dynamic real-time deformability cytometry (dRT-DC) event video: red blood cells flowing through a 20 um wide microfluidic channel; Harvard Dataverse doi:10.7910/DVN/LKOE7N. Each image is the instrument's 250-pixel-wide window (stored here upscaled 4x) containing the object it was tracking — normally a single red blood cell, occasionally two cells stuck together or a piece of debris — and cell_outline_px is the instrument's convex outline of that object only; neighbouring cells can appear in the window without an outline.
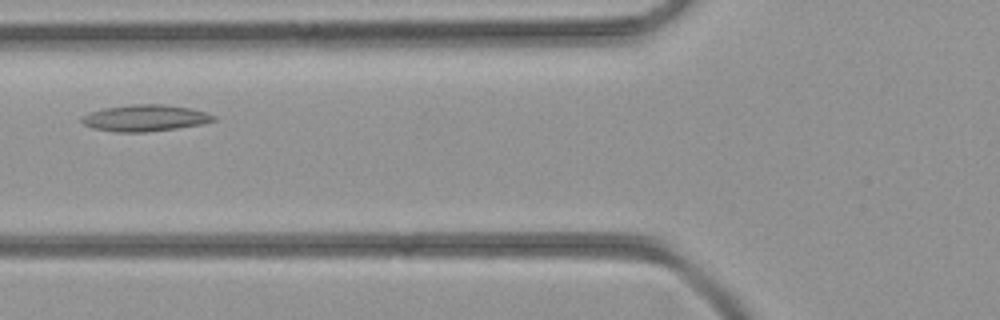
{"species": "common noctule bat (a hibernating species)", "species_latin": "Nyctalus noctula", "temperature_condition": "room temperature", "stored_images_in_passage": 33, "camera_frame_rate_fps": 3000, "um_per_image_px": 0.085, "animal": {"sex": "female", "body_mass_g": 21.9}, "frame": {"image": 1, "passage_image": 6, "time_ms": 1.667, "image_size_px": [1000, 320], "cell_outline_px": [[216, 120], [204, 124], [176, 128], [144, 132], [116, 132], [92, 128], [84, 124], [80, 120], [80, 116], [104, 108], [132, 104], [164, 104], [188, 108], [208, 112], [216, 116]], "centroid_in_image_um": [12.35, 10.03], "position_along_channel_um": 113.5, "area_um2": 20.4}}
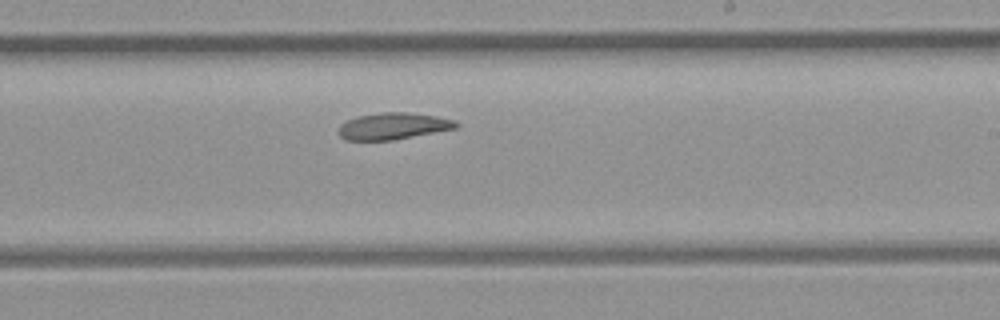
{"frame": {"image": 2, "passage_image": 15, "time_ms": 4.667, "image_size_px": [1000, 320], "cell_outline_px": [[460, 124], [456, 128], [392, 140], [344, 140], [340, 136], [340, 124], [356, 116], [380, 112], [408, 112], [436, 116], [456, 120]], "centroid_in_image_um": [33.43, 10.71], "position_along_channel_um": 255.6, "area_um2": 18.21}}
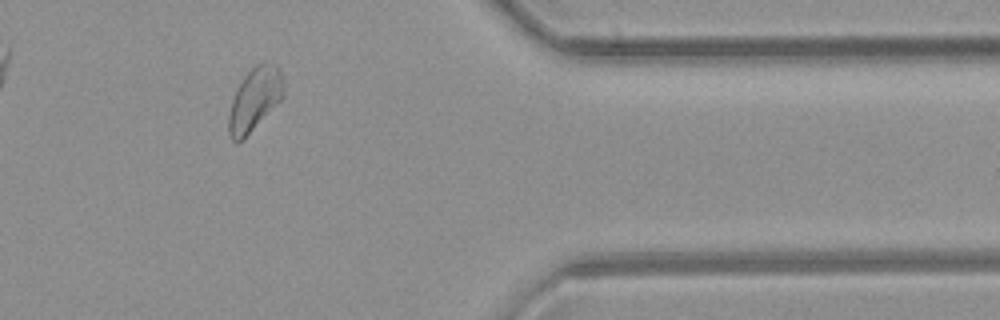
{"frame": {"image": 3, "passage_image": 25, "time_ms": 8.0, "image_size_px": [1000, 320], "cell_outline_px": [[284, 96], [236, 144], [228, 136], [228, 116], [232, 100], [236, 88], [244, 76], [256, 64], [264, 60], [276, 64], [280, 68], [284, 92]], "centroid_in_image_um": [21.63, 8.37], "position_along_channel_um": 389.8, "area_um2": 19.88}}